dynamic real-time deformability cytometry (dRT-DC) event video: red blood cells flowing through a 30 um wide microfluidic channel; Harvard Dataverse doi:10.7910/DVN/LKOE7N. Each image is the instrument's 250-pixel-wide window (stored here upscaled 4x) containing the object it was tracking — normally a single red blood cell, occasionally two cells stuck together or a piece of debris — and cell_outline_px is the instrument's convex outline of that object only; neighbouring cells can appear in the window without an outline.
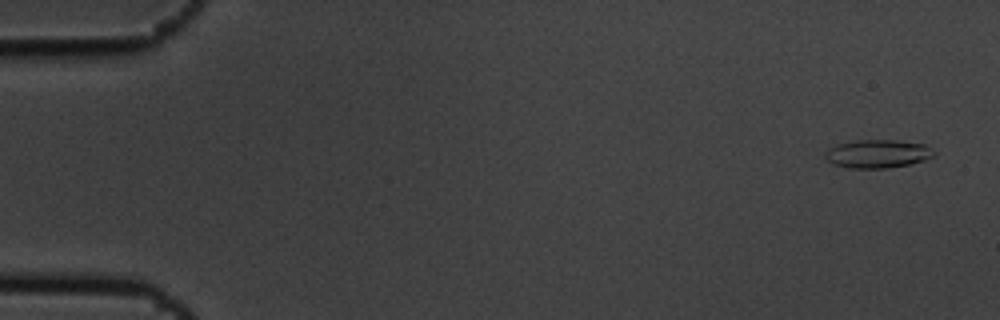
{"species": "common noctule bat (a hibernating species)", "species_latin": "Nyctalus noctula", "temperature_condition": "cold", "stored_images_in_passage": 5, "camera_frame_rate_fps": 3000, "um_per_image_px": 0.085, "animal": {"sex": "male", "body_mass_g": 19.5, "forearm_length_mm": 54.6}, "frame": {"image": 1, "passage_image": 1, "time_ms": 0.0, "image_size_px": [1000, 320], "cell_outline_px": [[936, 156], [924, 160], [908, 164], [888, 168], [848, 168], [832, 164], [824, 160], [824, 152], [828, 148], [836, 144], [856, 140], [896, 140], [924, 144], [936, 152]], "centroid_in_image_um": [74.55, 13.07], "position_along_channel_um": 10.5, "area_um2": 18.21}}